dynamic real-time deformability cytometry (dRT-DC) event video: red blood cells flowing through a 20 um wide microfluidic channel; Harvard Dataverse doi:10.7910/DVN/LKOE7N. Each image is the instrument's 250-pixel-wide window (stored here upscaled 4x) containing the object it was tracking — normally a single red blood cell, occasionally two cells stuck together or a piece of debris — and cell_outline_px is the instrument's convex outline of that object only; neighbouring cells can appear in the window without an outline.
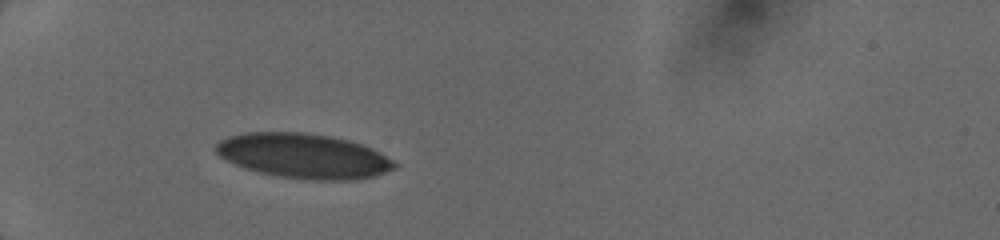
{"species": "human", "species_latin": "Homo sapiens", "temperature_condition": "cold", "stored_images_in_passage": 5, "camera_frame_rate_fps": 3000, "um_per_image_px": 0.085, "donor": {"sex": "female"}, "frame": {"image": 1, "passage_image": 2, "time_ms": 1.0, "image_size_px": [1000, 240], "cell_outline_px": [[400, 164], [396, 168], [372, 176], [356, 180], [316, 180], [280, 176], [260, 172], [244, 168], [220, 156], [216, 152], [216, 144], [220, 140], [228, 136], [244, 132], [304, 132], [332, 136], [364, 144], [380, 152]], "centroid_in_image_um": [25.84, 13.24], "position_along_channel_um": 59.2, "area_um2": 46.64}}
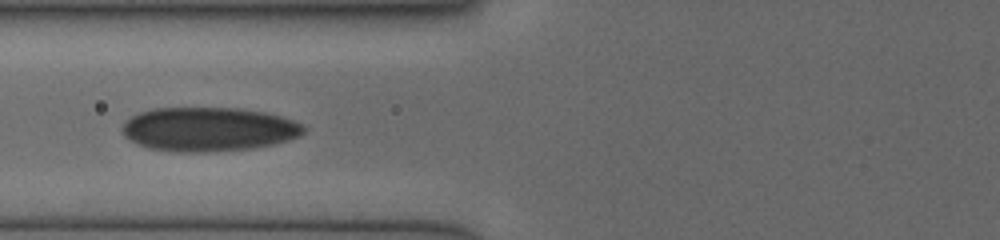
{"frame": {"image": 2, "passage_image": 4, "time_ms": 2.667, "image_size_px": [1000, 240], "cell_outline_px": [[308, 128], [300, 136], [276, 144], [252, 148], [208, 152], [176, 152], [148, 148], [136, 144], [128, 140], [124, 136], [120, 128], [132, 116], [140, 112], [152, 108], [240, 108], [268, 112], [304, 124]], "centroid_in_image_um": [17.74, 10.99], "position_along_channel_um": 108.1, "area_um2": 47.11}}